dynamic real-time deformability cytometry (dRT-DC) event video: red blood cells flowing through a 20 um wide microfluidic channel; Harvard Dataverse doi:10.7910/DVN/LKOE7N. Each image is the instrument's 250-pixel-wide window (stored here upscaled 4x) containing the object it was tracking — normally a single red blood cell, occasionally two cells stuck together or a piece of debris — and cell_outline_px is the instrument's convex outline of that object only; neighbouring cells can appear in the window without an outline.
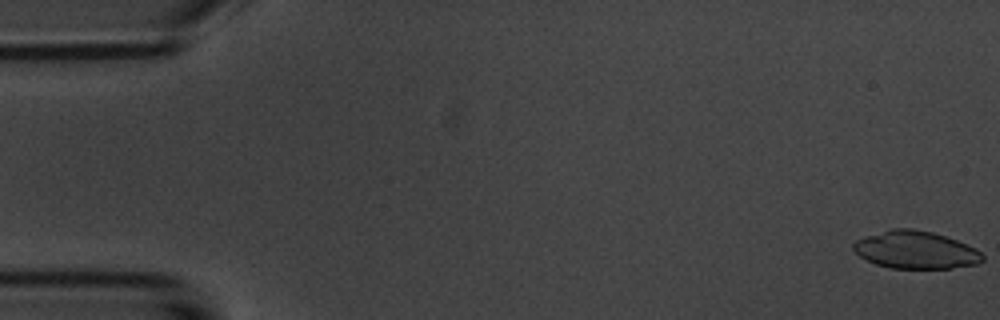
{"species": "common noctule bat (a hibernating species)", "species_latin": "Nyctalus noctula", "temperature_condition": "room temperature", "stored_images_in_passage": 5, "camera_frame_rate_fps": 3000, "um_per_image_px": 0.085, "animal": {"sex": "male", "body_mass_g": 20.1, "forearm_length_mm": 53.5}, "frame": {"image": 1, "passage_image": 1, "time_ms": 0.0, "image_size_px": [1000, 320], "cell_outline_px": [[984, 260], [976, 264], [952, 268], [892, 268], [876, 264], [860, 256], [852, 248], [852, 244], [856, 240], [864, 236], [892, 228], [912, 228], [932, 232], [956, 240], [980, 252], [984, 256]], "centroid_in_image_um": [77.79, 21.24], "position_along_channel_um": 7.2, "area_um2": 28.03}}